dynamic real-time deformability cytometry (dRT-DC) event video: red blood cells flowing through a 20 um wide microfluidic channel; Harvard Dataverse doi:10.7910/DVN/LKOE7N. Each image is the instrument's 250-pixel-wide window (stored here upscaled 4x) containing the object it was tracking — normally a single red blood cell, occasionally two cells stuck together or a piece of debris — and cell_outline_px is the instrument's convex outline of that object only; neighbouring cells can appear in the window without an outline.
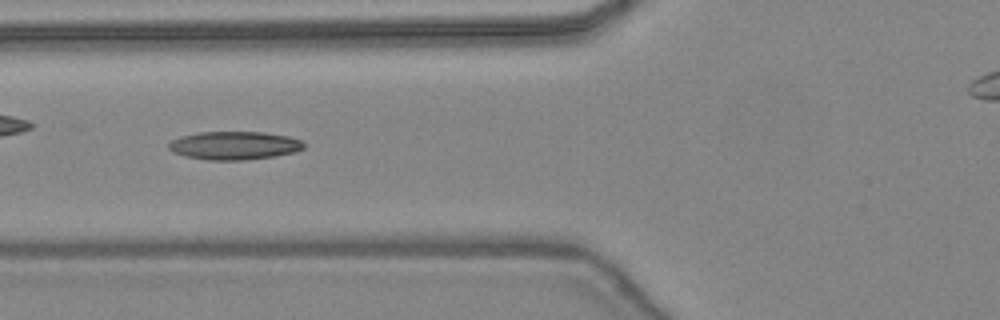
{"species": "common noctule bat (a hibernating species)", "species_latin": "Nyctalus noctula", "temperature_condition": "warm", "stored_images_in_passage": 45, "camera_frame_rate_fps": 3000, "um_per_image_px": 0.085, "animal": {"sex": "female", "body_mass_g": 24.6, "forearm_length_mm": 56.2}, "frame": {"image": 1, "passage_image": 20, "time_ms": 6.333, "image_size_px": [1000, 320], "cell_outline_px": [[304, 148], [296, 152], [272, 156], [244, 160], [208, 160], [184, 156], [172, 152], [168, 148], [168, 144], [172, 140], [180, 136], [196, 132], [264, 132], [288, 136], [300, 140], [304, 144]], "centroid_in_image_um": [19.88, 12.36], "position_along_channel_um": 105.9, "area_um2": 22.31}}
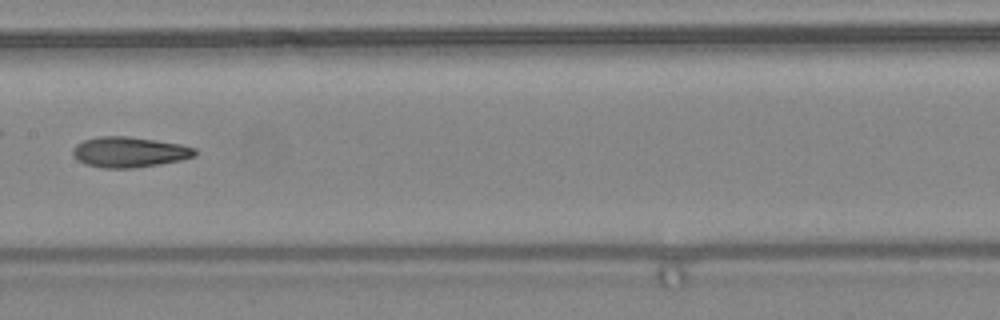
{"frame": {"image": 2, "passage_image": 26, "time_ms": 8.333, "image_size_px": [1000, 320], "cell_outline_px": [[196, 156], [180, 160], [160, 164], [132, 168], [104, 168], [84, 164], [76, 160], [72, 156], [72, 148], [76, 144], [84, 140], [100, 136], [128, 136], [156, 140], [180, 144], [196, 148]], "centroid_in_image_um": [10.96, 12.93], "position_along_channel_um": 196.4, "area_um2": 21.85}, "authors_computed_cell_mechanics": {"area_um2": 21.3282, "velocity_mm_per_s": 4.4967, "shape_relaxation_time_tau1_ms": 6.777, "shape_relaxation_time_tau2_ms": 3.0118, "deformation_change_tau1": 0.2287, "deformation_change_tau2": 0.1209}}